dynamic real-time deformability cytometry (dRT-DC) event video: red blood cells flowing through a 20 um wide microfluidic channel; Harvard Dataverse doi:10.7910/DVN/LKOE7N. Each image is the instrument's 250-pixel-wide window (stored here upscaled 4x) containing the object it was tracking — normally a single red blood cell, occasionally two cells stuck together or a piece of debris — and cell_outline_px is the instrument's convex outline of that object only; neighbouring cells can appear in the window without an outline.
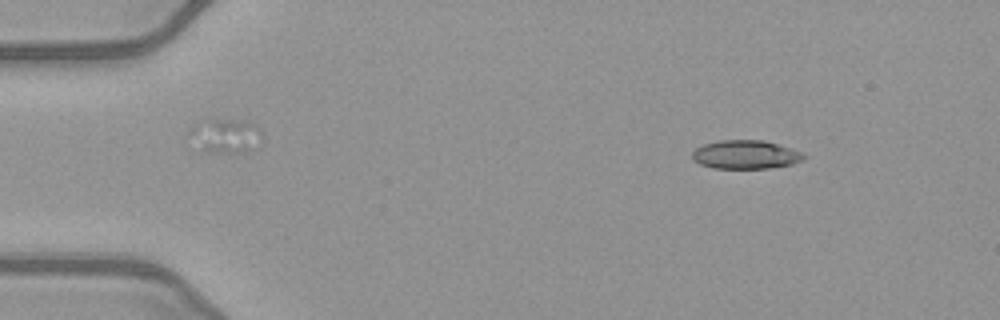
{"species": "common noctule bat (a hibernating species)", "species_latin": "Nyctalus noctula", "temperature_condition": "warm", "stored_images_in_passage": 34, "camera_frame_rate_fps": 3000, "um_per_image_px": 0.085, "animal": {"sex": "female", "body_mass_g": 21.9}, "frame": {"image": 1, "passage_image": 1, "time_ms": 0.0, "image_size_px": [1000, 320], "cell_outline_px": [[808, 156], [804, 160], [792, 164], [768, 168], [712, 168], [700, 164], [692, 160], [692, 152], [696, 148], [704, 144], [720, 140], [764, 140], [800, 152]], "centroid_in_image_um": [63.35, 13.14], "position_along_channel_um": 21.6, "area_um2": 18.55}}
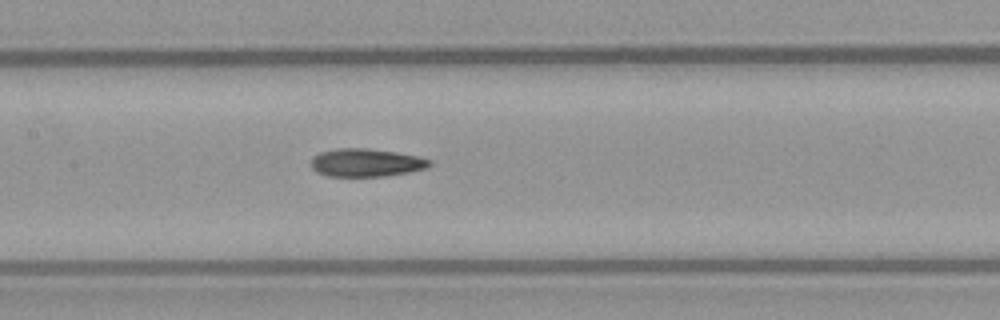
{"frame": {"image": 2, "passage_image": 19, "time_ms": 6.0, "image_size_px": [1000, 320], "cell_outline_px": [[432, 164], [424, 168], [408, 172], [384, 176], [328, 176], [316, 172], [312, 168], [312, 156], [320, 152], [336, 148], [368, 148], [396, 152], [416, 156], [432, 160]], "centroid_in_image_um": [31.09, 13.82], "position_along_channel_um": 176.3, "area_um2": 19.31}}
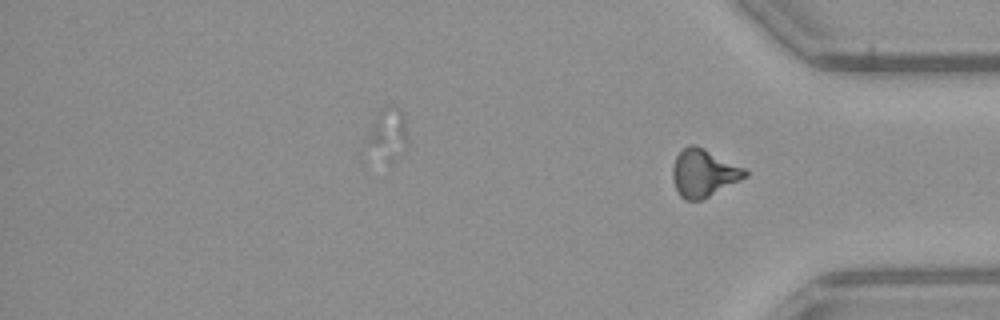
{"frame": {"image": 3, "passage_image": 34, "time_ms": 11.0, "image_size_px": [1000, 320], "cell_outline_px": [[748, 176], [700, 200], [684, 200], [680, 196], [676, 188], [672, 176], [672, 168], [676, 156], [684, 148], [692, 144], [696, 144], [744, 168], [748, 172]], "centroid_in_image_um": [59.79, 14.7], "position_along_channel_um": 375.4, "area_um2": 19.77}, "authors_computed_cell_mechanics": {"area_um2": 19.363, "velocity_mm_per_s": 4.0602, "shape_relaxation_time_tau1_ms": 6.7492, "shape_relaxation_time_tau2_ms": 2.9106, "deformation_change_tau1": 0.2067, "deformation_change_tau2": 0.1171}}